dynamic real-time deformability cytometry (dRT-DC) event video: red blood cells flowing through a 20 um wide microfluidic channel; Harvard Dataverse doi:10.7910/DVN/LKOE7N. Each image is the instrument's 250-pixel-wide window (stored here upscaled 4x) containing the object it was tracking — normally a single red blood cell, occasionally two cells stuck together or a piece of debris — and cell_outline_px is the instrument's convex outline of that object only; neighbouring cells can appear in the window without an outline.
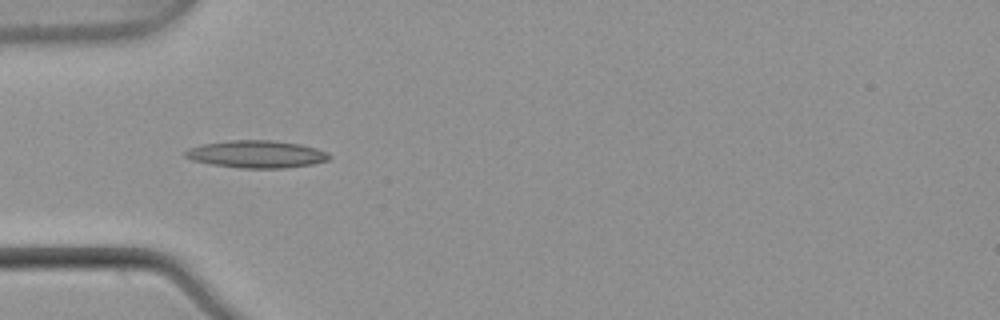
{"species": "common noctule bat (a hibernating species)", "species_latin": "Nyctalus noctula", "temperature_condition": "warm", "stored_images_in_passage": 12, "camera_frame_rate_fps": 3000, "um_per_image_px": 0.085, "animal": {"sex": "male", "body_mass_g": 21.5, "forearm_length_mm": 52.0}, "frame": {"image": 1, "passage_image": 3, "time_ms": 0.667, "image_size_px": [1000, 320], "cell_outline_px": [[332, 156], [328, 160], [312, 164], [284, 168], [240, 168], [212, 164], [192, 160], [184, 156], [184, 152], [188, 148], [204, 144], [232, 140], [272, 140], [300, 144], [316, 148], [328, 152]], "centroid_in_image_um": [21.82, 13.1], "position_along_channel_um": 63.2, "area_um2": 22.95}}